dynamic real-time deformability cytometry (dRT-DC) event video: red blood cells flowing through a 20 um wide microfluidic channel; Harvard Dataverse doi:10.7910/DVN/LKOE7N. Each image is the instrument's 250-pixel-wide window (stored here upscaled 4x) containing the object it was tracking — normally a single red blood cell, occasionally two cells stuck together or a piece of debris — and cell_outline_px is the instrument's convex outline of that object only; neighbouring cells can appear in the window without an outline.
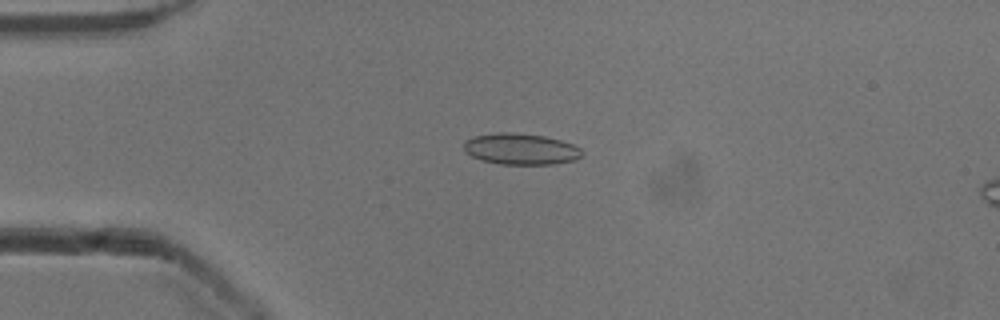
{"species": "common noctule bat (a hibernating species)", "species_latin": "Nyctalus noctula", "temperature_condition": "cold", "stored_images_in_passage": 6, "camera_frame_rate_fps": 3000, "um_per_image_px": 0.085, "animal": {"sex": "male", "body_mass_g": 13.3}, "frame": {"image": 1, "passage_image": 4, "time_ms": 1.0, "image_size_px": [1000, 320], "cell_outline_px": [[584, 152], [576, 160], [552, 164], [500, 164], [480, 160], [464, 152], [464, 140], [476, 136], [496, 132], [512, 132], [544, 136], [560, 140], [572, 144], [580, 148]], "centroid_in_image_um": [44.25, 12.66], "position_along_channel_um": 40.8, "area_um2": 21.56}}